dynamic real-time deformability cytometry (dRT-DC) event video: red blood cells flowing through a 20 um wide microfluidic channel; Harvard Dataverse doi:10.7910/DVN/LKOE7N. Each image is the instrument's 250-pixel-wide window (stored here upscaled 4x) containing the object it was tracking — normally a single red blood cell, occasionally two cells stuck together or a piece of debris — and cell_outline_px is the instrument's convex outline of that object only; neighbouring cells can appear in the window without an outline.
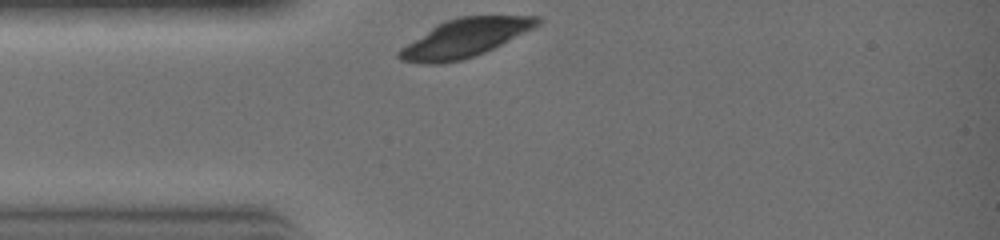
{"species": "common noctule bat (a hibernating species)", "species_latin": "Nyctalus noctula", "temperature_condition": "warm", "stored_images_in_passage": 19, "camera_frame_rate_fps": 3000, "um_per_image_px": 0.085, "animal": {"sex": "female", "body_mass_g": 19.0, "forearm_length_mm": 51.5}, "frame": {"image": 1, "passage_image": 1, "time_ms": 0.0, "image_size_px": [1000, 240], "cell_outline_px": [[544, 20], [532, 28], [484, 52], [460, 60], [440, 64], [420, 64], [400, 60], [396, 56], [396, 52], [400, 48], [436, 24], [460, 16], [540, 16]], "centroid_in_image_um": [39.44, 3.23], "position_along_channel_um": 45.6, "area_um2": 30.46}}
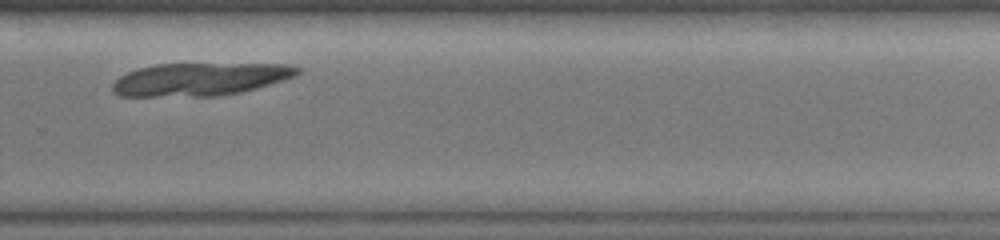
{"frame": {"image": 2, "passage_image": 15, "time_ms": 4.667, "image_size_px": [1000, 240], "cell_outline_px": [[304, 68], [296, 76], [284, 80], [256, 88], [240, 92], [216, 96], [120, 96], [112, 92], [112, 84], [120, 76], [136, 68], [152, 64], [292, 64]], "centroid_in_image_um": [17.02, 6.72], "position_along_channel_um": 312.8, "area_um2": 35.6}}
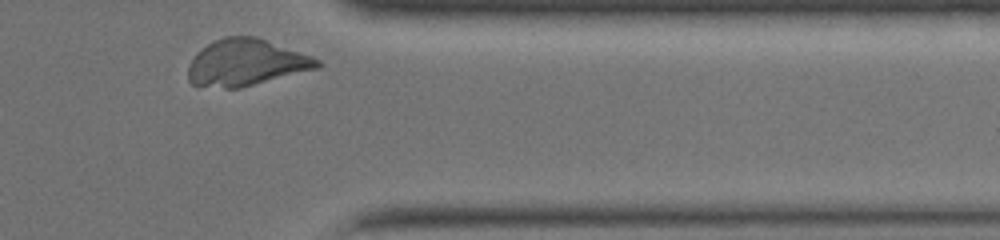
{"frame": {"image": 3, "passage_image": 19, "time_ms": 6.0, "image_size_px": [1000, 240], "cell_outline_px": [[324, 64], [320, 68], [240, 88], [224, 88], [192, 84], [188, 80], [188, 64], [196, 52], [212, 40], [224, 36], [256, 36], [312, 56], [320, 60]], "centroid_in_image_um": [20.92, 5.31], "position_along_channel_um": 390.5, "area_um2": 35.37}}